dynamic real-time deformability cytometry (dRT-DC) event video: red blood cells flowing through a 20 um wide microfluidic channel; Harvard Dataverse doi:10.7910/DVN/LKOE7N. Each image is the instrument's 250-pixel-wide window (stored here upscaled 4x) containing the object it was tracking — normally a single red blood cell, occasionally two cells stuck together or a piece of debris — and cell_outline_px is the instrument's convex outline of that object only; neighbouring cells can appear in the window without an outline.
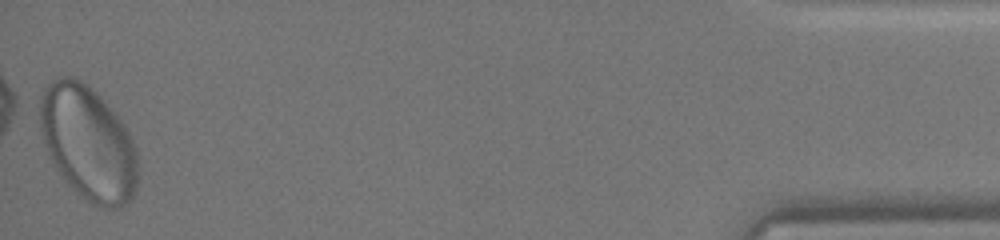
{"species": "human", "species_latin": "Homo sapiens", "temperature_condition": "warm", "stored_images_in_passage": 42, "camera_frame_rate_fps": 3000, "um_per_image_px": 0.085, "donor": {"sex": "female"}, "frame": {"image": 1, "passage_image": 42, "time_ms": 14.667, "image_size_px": [1000, 240], "cell_outline_px": [[136, 192], [120, 208], [104, 208], [88, 200], [68, 184], [52, 160], [44, 140], [40, 128], [40, 96], [44, 88], [56, 76], [72, 76], [88, 84], [96, 92], [124, 124], [136, 148]], "centroid_in_image_um": [7.48, 12.11], "position_along_channel_um": 427.7, "area_um2": 64.39}}